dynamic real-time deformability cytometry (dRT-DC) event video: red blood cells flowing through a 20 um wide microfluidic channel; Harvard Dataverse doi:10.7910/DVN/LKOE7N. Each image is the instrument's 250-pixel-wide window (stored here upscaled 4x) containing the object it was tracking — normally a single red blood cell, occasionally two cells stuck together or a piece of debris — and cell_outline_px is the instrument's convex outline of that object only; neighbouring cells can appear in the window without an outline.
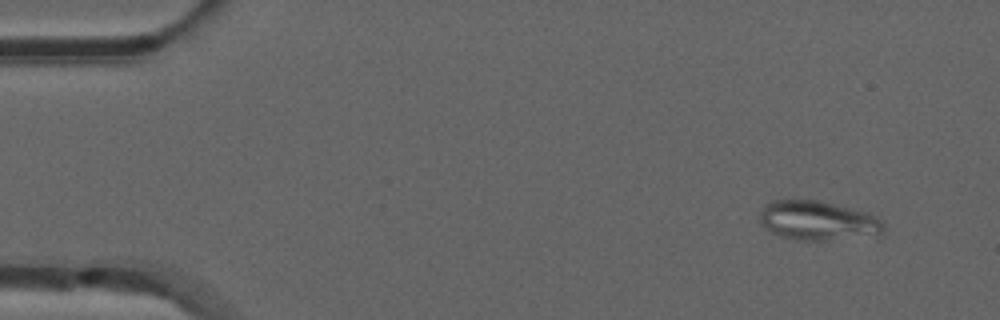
{"species": "common noctule bat (a hibernating species)", "species_latin": "Nyctalus noctula", "temperature_condition": "room temperature", "stored_images_in_passage": 3, "camera_frame_rate_fps": 3000, "um_per_image_px": 0.085, "animal": {"sex": "male", "forearm_length_mm": 52.5}, "frame": {"image": 1, "passage_image": 1, "time_ms": 0.0, "image_size_px": [1000, 320], "cell_outline_px": [[884, 232], [880, 236], [824, 240], [796, 240], [780, 236], [772, 232], [760, 224], [760, 212], [772, 200], [816, 200], [868, 212], [880, 220], [884, 224]], "centroid_in_image_um": [69.56, 18.77], "position_along_channel_um": 15.4, "area_um2": 28.44}}